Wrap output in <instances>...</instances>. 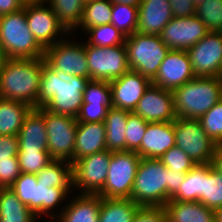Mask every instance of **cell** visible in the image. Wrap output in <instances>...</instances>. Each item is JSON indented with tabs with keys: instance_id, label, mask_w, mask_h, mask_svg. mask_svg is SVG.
Wrapping results in <instances>:
<instances>
[{
	"instance_id": "cell-38",
	"label": "cell",
	"mask_w": 222,
	"mask_h": 222,
	"mask_svg": "<svg viewBox=\"0 0 222 222\" xmlns=\"http://www.w3.org/2000/svg\"><path fill=\"white\" fill-rule=\"evenodd\" d=\"M198 121L208 137L216 145H222V99L201 116Z\"/></svg>"
},
{
	"instance_id": "cell-3",
	"label": "cell",
	"mask_w": 222,
	"mask_h": 222,
	"mask_svg": "<svg viewBox=\"0 0 222 222\" xmlns=\"http://www.w3.org/2000/svg\"><path fill=\"white\" fill-rule=\"evenodd\" d=\"M172 92L176 116L198 120L222 99V77H195Z\"/></svg>"
},
{
	"instance_id": "cell-36",
	"label": "cell",
	"mask_w": 222,
	"mask_h": 222,
	"mask_svg": "<svg viewBox=\"0 0 222 222\" xmlns=\"http://www.w3.org/2000/svg\"><path fill=\"white\" fill-rule=\"evenodd\" d=\"M90 35L87 44L98 47H113L123 45L125 43V36L111 23L91 27L86 30Z\"/></svg>"
},
{
	"instance_id": "cell-21",
	"label": "cell",
	"mask_w": 222,
	"mask_h": 222,
	"mask_svg": "<svg viewBox=\"0 0 222 222\" xmlns=\"http://www.w3.org/2000/svg\"><path fill=\"white\" fill-rule=\"evenodd\" d=\"M17 137L19 150L48 151L44 107L30 110Z\"/></svg>"
},
{
	"instance_id": "cell-30",
	"label": "cell",
	"mask_w": 222,
	"mask_h": 222,
	"mask_svg": "<svg viewBox=\"0 0 222 222\" xmlns=\"http://www.w3.org/2000/svg\"><path fill=\"white\" fill-rule=\"evenodd\" d=\"M203 186L204 164H196L186 173L182 185L169 201H199V199L203 196Z\"/></svg>"
},
{
	"instance_id": "cell-11",
	"label": "cell",
	"mask_w": 222,
	"mask_h": 222,
	"mask_svg": "<svg viewBox=\"0 0 222 222\" xmlns=\"http://www.w3.org/2000/svg\"><path fill=\"white\" fill-rule=\"evenodd\" d=\"M111 151L85 156L72 163L73 188L81 194H98L107 179Z\"/></svg>"
},
{
	"instance_id": "cell-9",
	"label": "cell",
	"mask_w": 222,
	"mask_h": 222,
	"mask_svg": "<svg viewBox=\"0 0 222 222\" xmlns=\"http://www.w3.org/2000/svg\"><path fill=\"white\" fill-rule=\"evenodd\" d=\"M175 145L195 164L211 163L217 147L197 119L177 117L174 120Z\"/></svg>"
},
{
	"instance_id": "cell-13",
	"label": "cell",
	"mask_w": 222,
	"mask_h": 222,
	"mask_svg": "<svg viewBox=\"0 0 222 222\" xmlns=\"http://www.w3.org/2000/svg\"><path fill=\"white\" fill-rule=\"evenodd\" d=\"M186 52L196 77H222V33L210 31Z\"/></svg>"
},
{
	"instance_id": "cell-45",
	"label": "cell",
	"mask_w": 222,
	"mask_h": 222,
	"mask_svg": "<svg viewBox=\"0 0 222 222\" xmlns=\"http://www.w3.org/2000/svg\"><path fill=\"white\" fill-rule=\"evenodd\" d=\"M20 174L18 156L0 161V188H10Z\"/></svg>"
},
{
	"instance_id": "cell-54",
	"label": "cell",
	"mask_w": 222,
	"mask_h": 222,
	"mask_svg": "<svg viewBox=\"0 0 222 222\" xmlns=\"http://www.w3.org/2000/svg\"><path fill=\"white\" fill-rule=\"evenodd\" d=\"M23 5H29V4H42L45 2L47 3V0H20Z\"/></svg>"
},
{
	"instance_id": "cell-34",
	"label": "cell",
	"mask_w": 222,
	"mask_h": 222,
	"mask_svg": "<svg viewBox=\"0 0 222 222\" xmlns=\"http://www.w3.org/2000/svg\"><path fill=\"white\" fill-rule=\"evenodd\" d=\"M199 202L213 210L222 206V174L211 163L204 164L203 196Z\"/></svg>"
},
{
	"instance_id": "cell-44",
	"label": "cell",
	"mask_w": 222,
	"mask_h": 222,
	"mask_svg": "<svg viewBox=\"0 0 222 222\" xmlns=\"http://www.w3.org/2000/svg\"><path fill=\"white\" fill-rule=\"evenodd\" d=\"M109 108L108 105L82 103L76 120L78 123L104 122Z\"/></svg>"
},
{
	"instance_id": "cell-57",
	"label": "cell",
	"mask_w": 222,
	"mask_h": 222,
	"mask_svg": "<svg viewBox=\"0 0 222 222\" xmlns=\"http://www.w3.org/2000/svg\"><path fill=\"white\" fill-rule=\"evenodd\" d=\"M216 32L222 33V23H221V25H220V28H219Z\"/></svg>"
},
{
	"instance_id": "cell-26",
	"label": "cell",
	"mask_w": 222,
	"mask_h": 222,
	"mask_svg": "<svg viewBox=\"0 0 222 222\" xmlns=\"http://www.w3.org/2000/svg\"><path fill=\"white\" fill-rule=\"evenodd\" d=\"M31 109L32 107L25 103L0 98V136H18Z\"/></svg>"
},
{
	"instance_id": "cell-20",
	"label": "cell",
	"mask_w": 222,
	"mask_h": 222,
	"mask_svg": "<svg viewBox=\"0 0 222 222\" xmlns=\"http://www.w3.org/2000/svg\"><path fill=\"white\" fill-rule=\"evenodd\" d=\"M172 18L169 0H142L138 6L137 33L160 35Z\"/></svg>"
},
{
	"instance_id": "cell-2",
	"label": "cell",
	"mask_w": 222,
	"mask_h": 222,
	"mask_svg": "<svg viewBox=\"0 0 222 222\" xmlns=\"http://www.w3.org/2000/svg\"><path fill=\"white\" fill-rule=\"evenodd\" d=\"M43 58H6L0 67V98L37 108Z\"/></svg>"
},
{
	"instance_id": "cell-53",
	"label": "cell",
	"mask_w": 222,
	"mask_h": 222,
	"mask_svg": "<svg viewBox=\"0 0 222 222\" xmlns=\"http://www.w3.org/2000/svg\"><path fill=\"white\" fill-rule=\"evenodd\" d=\"M215 222H222V206L214 210Z\"/></svg>"
},
{
	"instance_id": "cell-29",
	"label": "cell",
	"mask_w": 222,
	"mask_h": 222,
	"mask_svg": "<svg viewBox=\"0 0 222 222\" xmlns=\"http://www.w3.org/2000/svg\"><path fill=\"white\" fill-rule=\"evenodd\" d=\"M38 183L51 187H73L72 163L64 160L53 159L36 174Z\"/></svg>"
},
{
	"instance_id": "cell-41",
	"label": "cell",
	"mask_w": 222,
	"mask_h": 222,
	"mask_svg": "<svg viewBox=\"0 0 222 222\" xmlns=\"http://www.w3.org/2000/svg\"><path fill=\"white\" fill-rule=\"evenodd\" d=\"M148 123L149 122H146L141 116L128 111L125 135L126 151L136 152L140 148Z\"/></svg>"
},
{
	"instance_id": "cell-51",
	"label": "cell",
	"mask_w": 222,
	"mask_h": 222,
	"mask_svg": "<svg viewBox=\"0 0 222 222\" xmlns=\"http://www.w3.org/2000/svg\"><path fill=\"white\" fill-rule=\"evenodd\" d=\"M211 164L218 173L222 174V145H217Z\"/></svg>"
},
{
	"instance_id": "cell-47",
	"label": "cell",
	"mask_w": 222,
	"mask_h": 222,
	"mask_svg": "<svg viewBox=\"0 0 222 222\" xmlns=\"http://www.w3.org/2000/svg\"><path fill=\"white\" fill-rule=\"evenodd\" d=\"M19 151L18 137L14 135L0 136V161L11 160Z\"/></svg>"
},
{
	"instance_id": "cell-25",
	"label": "cell",
	"mask_w": 222,
	"mask_h": 222,
	"mask_svg": "<svg viewBox=\"0 0 222 222\" xmlns=\"http://www.w3.org/2000/svg\"><path fill=\"white\" fill-rule=\"evenodd\" d=\"M128 110L110 107L104 120L108 151H126V122Z\"/></svg>"
},
{
	"instance_id": "cell-48",
	"label": "cell",
	"mask_w": 222,
	"mask_h": 222,
	"mask_svg": "<svg viewBox=\"0 0 222 222\" xmlns=\"http://www.w3.org/2000/svg\"><path fill=\"white\" fill-rule=\"evenodd\" d=\"M173 17H192L196 14V5L192 0H169Z\"/></svg>"
},
{
	"instance_id": "cell-19",
	"label": "cell",
	"mask_w": 222,
	"mask_h": 222,
	"mask_svg": "<svg viewBox=\"0 0 222 222\" xmlns=\"http://www.w3.org/2000/svg\"><path fill=\"white\" fill-rule=\"evenodd\" d=\"M175 146L174 121L151 122L147 124L145 135L136 153L141 158L160 159Z\"/></svg>"
},
{
	"instance_id": "cell-17",
	"label": "cell",
	"mask_w": 222,
	"mask_h": 222,
	"mask_svg": "<svg viewBox=\"0 0 222 222\" xmlns=\"http://www.w3.org/2000/svg\"><path fill=\"white\" fill-rule=\"evenodd\" d=\"M195 77L188 53L183 50L170 49L159 66L152 84L173 91Z\"/></svg>"
},
{
	"instance_id": "cell-42",
	"label": "cell",
	"mask_w": 222,
	"mask_h": 222,
	"mask_svg": "<svg viewBox=\"0 0 222 222\" xmlns=\"http://www.w3.org/2000/svg\"><path fill=\"white\" fill-rule=\"evenodd\" d=\"M36 174L21 173L10 189L18 199L34 213V192L37 185Z\"/></svg>"
},
{
	"instance_id": "cell-27",
	"label": "cell",
	"mask_w": 222,
	"mask_h": 222,
	"mask_svg": "<svg viewBox=\"0 0 222 222\" xmlns=\"http://www.w3.org/2000/svg\"><path fill=\"white\" fill-rule=\"evenodd\" d=\"M36 219L10 188H0V222H36Z\"/></svg>"
},
{
	"instance_id": "cell-37",
	"label": "cell",
	"mask_w": 222,
	"mask_h": 222,
	"mask_svg": "<svg viewBox=\"0 0 222 222\" xmlns=\"http://www.w3.org/2000/svg\"><path fill=\"white\" fill-rule=\"evenodd\" d=\"M83 103L113 106L109 81L89 79L83 91Z\"/></svg>"
},
{
	"instance_id": "cell-10",
	"label": "cell",
	"mask_w": 222,
	"mask_h": 222,
	"mask_svg": "<svg viewBox=\"0 0 222 222\" xmlns=\"http://www.w3.org/2000/svg\"><path fill=\"white\" fill-rule=\"evenodd\" d=\"M89 78L112 81L130 70L125 44L113 47H98L85 44Z\"/></svg>"
},
{
	"instance_id": "cell-5",
	"label": "cell",
	"mask_w": 222,
	"mask_h": 222,
	"mask_svg": "<svg viewBox=\"0 0 222 222\" xmlns=\"http://www.w3.org/2000/svg\"><path fill=\"white\" fill-rule=\"evenodd\" d=\"M131 199L140 206H165L169 201L168 168L159 159L141 158Z\"/></svg>"
},
{
	"instance_id": "cell-39",
	"label": "cell",
	"mask_w": 222,
	"mask_h": 222,
	"mask_svg": "<svg viewBox=\"0 0 222 222\" xmlns=\"http://www.w3.org/2000/svg\"><path fill=\"white\" fill-rule=\"evenodd\" d=\"M195 15L209 31L216 32L222 23V0H204L196 6Z\"/></svg>"
},
{
	"instance_id": "cell-18",
	"label": "cell",
	"mask_w": 222,
	"mask_h": 222,
	"mask_svg": "<svg viewBox=\"0 0 222 222\" xmlns=\"http://www.w3.org/2000/svg\"><path fill=\"white\" fill-rule=\"evenodd\" d=\"M152 81L139 72L129 70L110 81L113 107L133 112Z\"/></svg>"
},
{
	"instance_id": "cell-15",
	"label": "cell",
	"mask_w": 222,
	"mask_h": 222,
	"mask_svg": "<svg viewBox=\"0 0 222 222\" xmlns=\"http://www.w3.org/2000/svg\"><path fill=\"white\" fill-rule=\"evenodd\" d=\"M210 31L196 15L192 17H173L160 33L161 41L169 49L187 51Z\"/></svg>"
},
{
	"instance_id": "cell-7",
	"label": "cell",
	"mask_w": 222,
	"mask_h": 222,
	"mask_svg": "<svg viewBox=\"0 0 222 222\" xmlns=\"http://www.w3.org/2000/svg\"><path fill=\"white\" fill-rule=\"evenodd\" d=\"M141 157L133 151H111V160L104 187L98 193L103 198H129Z\"/></svg>"
},
{
	"instance_id": "cell-33",
	"label": "cell",
	"mask_w": 222,
	"mask_h": 222,
	"mask_svg": "<svg viewBox=\"0 0 222 222\" xmlns=\"http://www.w3.org/2000/svg\"><path fill=\"white\" fill-rule=\"evenodd\" d=\"M113 2L111 0H93L85 3L81 22L85 32L91 27L110 24L112 18Z\"/></svg>"
},
{
	"instance_id": "cell-16",
	"label": "cell",
	"mask_w": 222,
	"mask_h": 222,
	"mask_svg": "<svg viewBox=\"0 0 222 222\" xmlns=\"http://www.w3.org/2000/svg\"><path fill=\"white\" fill-rule=\"evenodd\" d=\"M133 112L149 123L174 121L177 116L173 92L151 84Z\"/></svg>"
},
{
	"instance_id": "cell-46",
	"label": "cell",
	"mask_w": 222,
	"mask_h": 222,
	"mask_svg": "<svg viewBox=\"0 0 222 222\" xmlns=\"http://www.w3.org/2000/svg\"><path fill=\"white\" fill-rule=\"evenodd\" d=\"M132 222H169L165 207L140 206Z\"/></svg>"
},
{
	"instance_id": "cell-4",
	"label": "cell",
	"mask_w": 222,
	"mask_h": 222,
	"mask_svg": "<svg viewBox=\"0 0 222 222\" xmlns=\"http://www.w3.org/2000/svg\"><path fill=\"white\" fill-rule=\"evenodd\" d=\"M0 45L6 58H44V49L30 31L24 8L0 16Z\"/></svg>"
},
{
	"instance_id": "cell-31",
	"label": "cell",
	"mask_w": 222,
	"mask_h": 222,
	"mask_svg": "<svg viewBox=\"0 0 222 222\" xmlns=\"http://www.w3.org/2000/svg\"><path fill=\"white\" fill-rule=\"evenodd\" d=\"M71 188H60V187H51L44 183H37L35 185L34 192V214L40 217V215H50L47 214L48 211L53 210L54 207L58 206L61 201L66 199L68 192Z\"/></svg>"
},
{
	"instance_id": "cell-12",
	"label": "cell",
	"mask_w": 222,
	"mask_h": 222,
	"mask_svg": "<svg viewBox=\"0 0 222 222\" xmlns=\"http://www.w3.org/2000/svg\"><path fill=\"white\" fill-rule=\"evenodd\" d=\"M63 39L45 49V62L56 71L72 76L89 78L85 42L76 44V42Z\"/></svg>"
},
{
	"instance_id": "cell-49",
	"label": "cell",
	"mask_w": 222,
	"mask_h": 222,
	"mask_svg": "<svg viewBox=\"0 0 222 222\" xmlns=\"http://www.w3.org/2000/svg\"><path fill=\"white\" fill-rule=\"evenodd\" d=\"M169 174V200L177 193L178 189L182 185L186 173L172 171L168 169Z\"/></svg>"
},
{
	"instance_id": "cell-1",
	"label": "cell",
	"mask_w": 222,
	"mask_h": 222,
	"mask_svg": "<svg viewBox=\"0 0 222 222\" xmlns=\"http://www.w3.org/2000/svg\"><path fill=\"white\" fill-rule=\"evenodd\" d=\"M90 78L54 70L43 58L37 108L76 117L83 103V91Z\"/></svg>"
},
{
	"instance_id": "cell-43",
	"label": "cell",
	"mask_w": 222,
	"mask_h": 222,
	"mask_svg": "<svg viewBox=\"0 0 222 222\" xmlns=\"http://www.w3.org/2000/svg\"><path fill=\"white\" fill-rule=\"evenodd\" d=\"M165 167L172 171L187 173L196 164L176 145L166 151L159 159Z\"/></svg>"
},
{
	"instance_id": "cell-35",
	"label": "cell",
	"mask_w": 222,
	"mask_h": 222,
	"mask_svg": "<svg viewBox=\"0 0 222 222\" xmlns=\"http://www.w3.org/2000/svg\"><path fill=\"white\" fill-rule=\"evenodd\" d=\"M138 6L113 2L111 24L125 37L137 32Z\"/></svg>"
},
{
	"instance_id": "cell-52",
	"label": "cell",
	"mask_w": 222,
	"mask_h": 222,
	"mask_svg": "<svg viewBox=\"0 0 222 222\" xmlns=\"http://www.w3.org/2000/svg\"><path fill=\"white\" fill-rule=\"evenodd\" d=\"M112 2H117L120 4H127L131 6H139L142 0H111Z\"/></svg>"
},
{
	"instance_id": "cell-32",
	"label": "cell",
	"mask_w": 222,
	"mask_h": 222,
	"mask_svg": "<svg viewBox=\"0 0 222 222\" xmlns=\"http://www.w3.org/2000/svg\"><path fill=\"white\" fill-rule=\"evenodd\" d=\"M47 4L69 32L77 29L83 15L84 0H47Z\"/></svg>"
},
{
	"instance_id": "cell-55",
	"label": "cell",
	"mask_w": 222,
	"mask_h": 222,
	"mask_svg": "<svg viewBox=\"0 0 222 222\" xmlns=\"http://www.w3.org/2000/svg\"><path fill=\"white\" fill-rule=\"evenodd\" d=\"M5 59L6 57L4 56L1 45H0V67L3 65Z\"/></svg>"
},
{
	"instance_id": "cell-50",
	"label": "cell",
	"mask_w": 222,
	"mask_h": 222,
	"mask_svg": "<svg viewBox=\"0 0 222 222\" xmlns=\"http://www.w3.org/2000/svg\"><path fill=\"white\" fill-rule=\"evenodd\" d=\"M24 8L20 0H0V16L19 11Z\"/></svg>"
},
{
	"instance_id": "cell-23",
	"label": "cell",
	"mask_w": 222,
	"mask_h": 222,
	"mask_svg": "<svg viewBox=\"0 0 222 222\" xmlns=\"http://www.w3.org/2000/svg\"><path fill=\"white\" fill-rule=\"evenodd\" d=\"M102 197L98 194H79L58 215V222H99Z\"/></svg>"
},
{
	"instance_id": "cell-22",
	"label": "cell",
	"mask_w": 222,
	"mask_h": 222,
	"mask_svg": "<svg viewBox=\"0 0 222 222\" xmlns=\"http://www.w3.org/2000/svg\"><path fill=\"white\" fill-rule=\"evenodd\" d=\"M107 150L104 122L78 123L74 148V162L85 156Z\"/></svg>"
},
{
	"instance_id": "cell-24",
	"label": "cell",
	"mask_w": 222,
	"mask_h": 222,
	"mask_svg": "<svg viewBox=\"0 0 222 222\" xmlns=\"http://www.w3.org/2000/svg\"><path fill=\"white\" fill-rule=\"evenodd\" d=\"M164 207L169 222H215L214 210L199 201H168Z\"/></svg>"
},
{
	"instance_id": "cell-8",
	"label": "cell",
	"mask_w": 222,
	"mask_h": 222,
	"mask_svg": "<svg viewBox=\"0 0 222 222\" xmlns=\"http://www.w3.org/2000/svg\"><path fill=\"white\" fill-rule=\"evenodd\" d=\"M44 120L50 157L73 163L78 125L76 117L56 114L44 108Z\"/></svg>"
},
{
	"instance_id": "cell-40",
	"label": "cell",
	"mask_w": 222,
	"mask_h": 222,
	"mask_svg": "<svg viewBox=\"0 0 222 222\" xmlns=\"http://www.w3.org/2000/svg\"><path fill=\"white\" fill-rule=\"evenodd\" d=\"M18 161L21 173L37 174L53 159L49 151L19 150Z\"/></svg>"
},
{
	"instance_id": "cell-28",
	"label": "cell",
	"mask_w": 222,
	"mask_h": 222,
	"mask_svg": "<svg viewBox=\"0 0 222 222\" xmlns=\"http://www.w3.org/2000/svg\"><path fill=\"white\" fill-rule=\"evenodd\" d=\"M140 205L129 198H103L99 222H132Z\"/></svg>"
},
{
	"instance_id": "cell-14",
	"label": "cell",
	"mask_w": 222,
	"mask_h": 222,
	"mask_svg": "<svg viewBox=\"0 0 222 222\" xmlns=\"http://www.w3.org/2000/svg\"><path fill=\"white\" fill-rule=\"evenodd\" d=\"M25 14L30 31L44 50L62 40L57 39L59 35L70 33L58 20L52 8L48 5L45 7L44 3L25 5Z\"/></svg>"
},
{
	"instance_id": "cell-6",
	"label": "cell",
	"mask_w": 222,
	"mask_h": 222,
	"mask_svg": "<svg viewBox=\"0 0 222 222\" xmlns=\"http://www.w3.org/2000/svg\"><path fill=\"white\" fill-rule=\"evenodd\" d=\"M124 44L130 70L139 72L152 81L170 49L161 41L159 35L137 32L125 37Z\"/></svg>"
},
{
	"instance_id": "cell-56",
	"label": "cell",
	"mask_w": 222,
	"mask_h": 222,
	"mask_svg": "<svg viewBox=\"0 0 222 222\" xmlns=\"http://www.w3.org/2000/svg\"><path fill=\"white\" fill-rule=\"evenodd\" d=\"M194 2V4L197 6L198 4H200L201 2H203L204 0H192Z\"/></svg>"
}]
</instances>
